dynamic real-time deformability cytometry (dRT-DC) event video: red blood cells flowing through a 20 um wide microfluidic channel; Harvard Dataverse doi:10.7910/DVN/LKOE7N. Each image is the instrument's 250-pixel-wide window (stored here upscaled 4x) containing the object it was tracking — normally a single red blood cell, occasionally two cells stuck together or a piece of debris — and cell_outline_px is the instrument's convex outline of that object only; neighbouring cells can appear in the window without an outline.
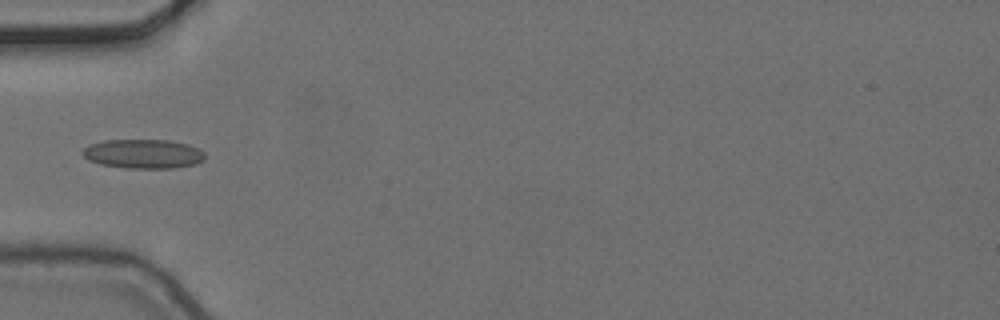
{"species": "common noctule bat (a hibernating species)", "species_latin": "Nyctalus noctula", "temperature_condition": "cold", "stored_images_in_passage": 8, "camera_frame_rate_fps": 3000, "um_per_image_px": 0.085, "animal": {"sex": "female", "body_mass_g": 24.6, "forearm_length_mm": 56.2}, "frame": {"image": 1, "passage_image": 6, "time_ms": 1.667, "image_size_px": [1000, 320], "cell_outline_px": [[204, 160], [196, 164], [172, 168], [128, 168], [100, 164], [88, 160], [80, 152], [88, 144], [104, 140], [168, 140], [188, 144], [200, 148], [204, 152]], "centroid_in_image_um": [12.17, 13.07], "position_along_channel_um": 72.8, "area_um2": 20.98}}
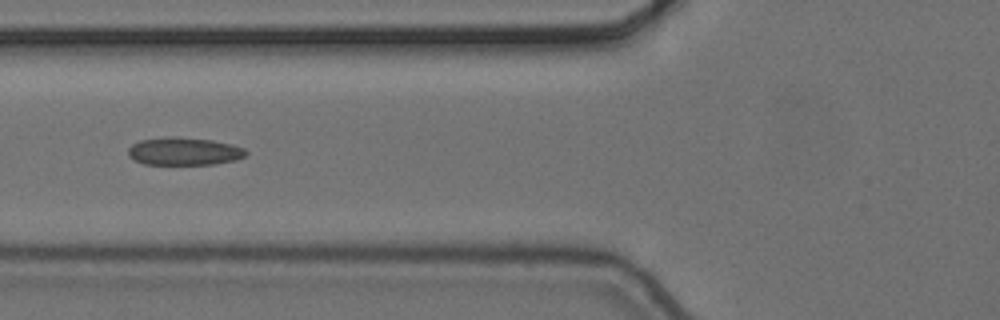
{"frame": {"image": 2, "passage_image": 7, "time_ms": 2.0, "image_size_px": [1000, 320], "cell_outline_px": [[248, 152], [244, 156], [236, 160], [212, 164], [144, 164], [132, 160], [128, 156], [128, 148], [132, 144], [140, 140], [168, 136], [172, 136], [212, 140], [232, 144], [244, 148]], "centroid_in_image_um": [15.61, 12.86], "position_along_channel_um": 110.2, "area_um2": 19.19}}
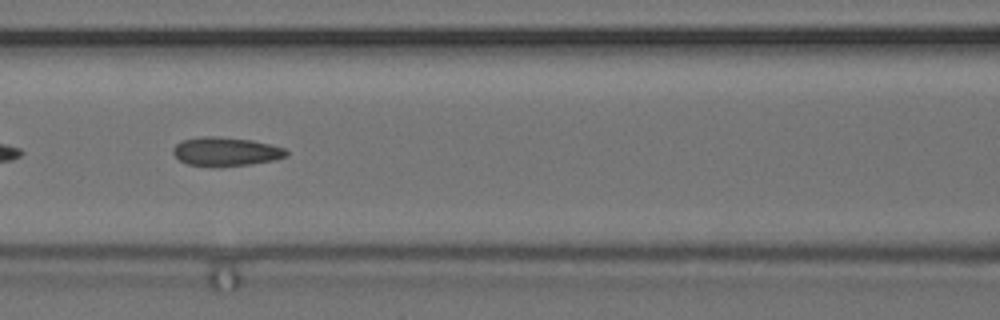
{"frame": {"image": 3, "passage_image": 8, "time_ms": 2.333, "image_size_px": [1000, 320], "cell_outline_px": [[288, 156], [276, 160], [248, 164], [188, 164], [180, 160], [172, 152], [172, 148], [176, 144], [184, 140], [200, 136], [220, 136], [252, 140], [284, 148], [288, 152]], "centroid_in_image_um": [19.22, 12.84], "position_along_channel_um": 147.4, "area_um2": 18.38}}